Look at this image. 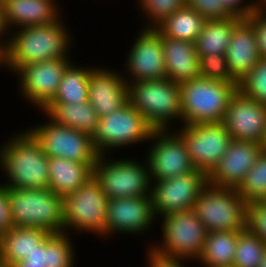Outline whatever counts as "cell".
I'll use <instances>...</instances> for the list:
<instances>
[{"mask_svg":"<svg viewBox=\"0 0 266 267\" xmlns=\"http://www.w3.org/2000/svg\"><path fill=\"white\" fill-rule=\"evenodd\" d=\"M175 131L182 137L195 168L207 176L233 140L223 122L180 125Z\"/></svg>","mask_w":266,"mask_h":267,"instance_id":"cell-15","label":"cell"},{"mask_svg":"<svg viewBox=\"0 0 266 267\" xmlns=\"http://www.w3.org/2000/svg\"><path fill=\"white\" fill-rule=\"evenodd\" d=\"M49 189L64 197L75 192L93 177V169L85 163L61 157H48Z\"/></svg>","mask_w":266,"mask_h":267,"instance_id":"cell-25","label":"cell"},{"mask_svg":"<svg viewBox=\"0 0 266 267\" xmlns=\"http://www.w3.org/2000/svg\"><path fill=\"white\" fill-rule=\"evenodd\" d=\"M235 190L246 203L266 200V154L264 152Z\"/></svg>","mask_w":266,"mask_h":267,"instance_id":"cell-34","label":"cell"},{"mask_svg":"<svg viewBox=\"0 0 266 267\" xmlns=\"http://www.w3.org/2000/svg\"><path fill=\"white\" fill-rule=\"evenodd\" d=\"M140 159L135 156L127 158L126 155L117 158L113 155L98 157L93 176L108 199L151 196L149 163L145 157Z\"/></svg>","mask_w":266,"mask_h":267,"instance_id":"cell-5","label":"cell"},{"mask_svg":"<svg viewBox=\"0 0 266 267\" xmlns=\"http://www.w3.org/2000/svg\"><path fill=\"white\" fill-rule=\"evenodd\" d=\"M241 19L231 16L226 19L206 20L194 44L199 58L202 55H225L235 24Z\"/></svg>","mask_w":266,"mask_h":267,"instance_id":"cell-29","label":"cell"},{"mask_svg":"<svg viewBox=\"0 0 266 267\" xmlns=\"http://www.w3.org/2000/svg\"><path fill=\"white\" fill-rule=\"evenodd\" d=\"M73 60L66 68L58 86V91L49 103H85L89 101V76L97 65L83 62L79 65Z\"/></svg>","mask_w":266,"mask_h":267,"instance_id":"cell-28","label":"cell"},{"mask_svg":"<svg viewBox=\"0 0 266 267\" xmlns=\"http://www.w3.org/2000/svg\"><path fill=\"white\" fill-rule=\"evenodd\" d=\"M225 58L231 75L238 82L261 58L253 26L246 18L235 24Z\"/></svg>","mask_w":266,"mask_h":267,"instance_id":"cell-22","label":"cell"},{"mask_svg":"<svg viewBox=\"0 0 266 267\" xmlns=\"http://www.w3.org/2000/svg\"><path fill=\"white\" fill-rule=\"evenodd\" d=\"M260 267H266V253H265V256L260 264Z\"/></svg>","mask_w":266,"mask_h":267,"instance_id":"cell-49","label":"cell"},{"mask_svg":"<svg viewBox=\"0 0 266 267\" xmlns=\"http://www.w3.org/2000/svg\"><path fill=\"white\" fill-rule=\"evenodd\" d=\"M25 264L47 267V236L37 245V248L26 259Z\"/></svg>","mask_w":266,"mask_h":267,"instance_id":"cell-43","label":"cell"},{"mask_svg":"<svg viewBox=\"0 0 266 267\" xmlns=\"http://www.w3.org/2000/svg\"><path fill=\"white\" fill-rule=\"evenodd\" d=\"M0 267H10V266L4 263H0Z\"/></svg>","mask_w":266,"mask_h":267,"instance_id":"cell-51","label":"cell"},{"mask_svg":"<svg viewBox=\"0 0 266 267\" xmlns=\"http://www.w3.org/2000/svg\"><path fill=\"white\" fill-rule=\"evenodd\" d=\"M232 231H210L207 234L202 253L195 263L202 267H232L238 234Z\"/></svg>","mask_w":266,"mask_h":267,"instance_id":"cell-27","label":"cell"},{"mask_svg":"<svg viewBox=\"0 0 266 267\" xmlns=\"http://www.w3.org/2000/svg\"><path fill=\"white\" fill-rule=\"evenodd\" d=\"M12 267H45V266L28 265V264H25L23 261H20L14 264Z\"/></svg>","mask_w":266,"mask_h":267,"instance_id":"cell-47","label":"cell"},{"mask_svg":"<svg viewBox=\"0 0 266 267\" xmlns=\"http://www.w3.org/2000/svg\"><path fill=\"white\" fill-rule=\"evenodd\" d=\"M232 139L263 143L266 135V105L244 96H232L222 121Z\"/></svg>","mask_w":266,"mask_h":267,"instance_id":"cell-18","label":"cell"},{"mask_svg":"<svg viewBox=\"0 0 266 267\" xmlns=\"http://www.w3.org/2000/svg\"><path fill=\"white\" fill-rule=\"evenodd\" d=\"M66 16L49 25L28 26L10 32L8 67L13 75L22 66L58 58L72 57L75 31L68 29ZM74 35V36H73ZM74 38V39H73Z\"/></svg>","mask_w":266,"mask_h":267,"instance_id":"cell-1","label":"cell"},{"mask_svg":"<svg viewBox=\"0 0 266 267\" xmlns=\"http://www.w3.org/2000/svg\"><path fill=\"white\" fill-rule=\"evenodd\" d=\"M262 148H263V152L266 154V135H265L264 141L262 143Z\"/></svg>","mask_w":266,"mask_h":267,"instance_id":"cell-48","label":"cell"},{"mask_svg":"<svg viewBox=\"0 0 266 267\" xmlns=\"http://www.w3.org/2000/svg\"><path fill=\"white\" fill-rule=\"evenodd\" d=\"M205 21L193 8L184 6L167 17L156 29L162 36L194 43Z\"/></svg>","mask_w":266,"mask_h":267,"instance_id":"cell-30","label":"cell"},{"mask_svg":"<svg viewBox=\"0 0 266 267\" xmlns=\"http://www.w3.org/2000/svg\"><path fill=\"white\" fill-rule=\"evenodd\" d=\"M12 226L64 232L63 197L49 188H8Z\"/></svg>","mask_w":266,"mask_h":267,"instance_id":"cell-7","label":"cell"},{"mask_svg":"<svg viewBox=\"0 0 266 267\" xmlns=\"http://www.w3.org/2000/svg\"><path fill=\"white\" fill-rule=\"evenodd\" d=\"M186 6L193 8L206 20L226 19L233 16L221 0H186Z\"/></svg>","mask_w":266,"mask_h":267,"instance_id":"cell-38","label":"cell"},{"mask_svg":"<svg viewBox=\"0 0 266 267\" xmlns=\"http://www.w3.org/2000/svg\"><path fill=\"white\" fill-rule=\"evenodd\" d=\"M238 84L202 77L180 83L182 125L222 122Z\"/></svg>","mask_w":266,"mask_h":267,"instance_id":"cell-4","label":"cell"},{"mask_svg":"<svg viewBox=\"0 0 266 267\" xmlns=\"http://www.w3.org/2000/svg\"><path fill=\"white\" fill-rule=\"evenodd\" d=\"M114 68L97 65L89 76V102L99 118L118 111L128 102V84L121 70Z\"/></svg>","mask_w":266,"mask_h":267,"instance_id":"cell-20","label":"cell"},{"mask_svg":"<svg viewBox=\"0 0 266 267\" xmlns=\"http://www.w3.org/2000/svg\"><path fill=\"white\" fill-rule=\"evenodd\" d=\"M200 77L223 82H238L230 73L225 55L210 54L199 58Z\"/></svg>","mask_w":266,"mask_h":267,"instance_id":"cell-36","label":"cell"},{"mask_svg":"<svg viewBox=\"0 0 266 267\" xmlns=\"http://www.w3.org/2000/svg\"><path fill=\"white\" fill-rule=\"evenodd\" d=\"M7 46L8 42L6 40H0V70L3 69L4 72L9 71Z\"/></svg>","mask_w":266,"mask_h":267,"instance_id":"cell-44","label":"cell"},{"mask_svg":"<svg viewBox=\"0 0 266 267\" xmlns=\"http://www.w3.org/2000/svg\"><path fill=\"white\" fill-rule=\"evenodd\" d=\"M266 253V243L246 229L238 234L232 267H260Z\"/></svg>","mask_w":266,"mask_h":267,"instance_id":"cell-32","label":"cell"},{"mask_svg":"<svg viewBox=\"0 0 266 267\" xmlns=\"http://www.w3.org/2000/svg\"><path fill=\"white\" fill-rule=\"evenodd\" d=\"M48 234L42 228L12 226L0 235V263L12 267L23 261Z\"/></svg>","mask_w":266,"mask_h":267,"instance_id":"cell-24","label":"cell"},{"mask_svg":"<svg viewBox=\"0 0 266 267\" xmlns=\"http://www.w3.org/2000/svg\"><path fill=\"white\" fill-rule=\"evenodd\" d=\"M74 58H58L31 63L13 75L18 80V91L27 107L41 111L55 96L67 66Z\"/></svg>","mask_w":266,"mask_h":267,"instance_id":"cell-14","label":"cell"},{"mask_svg":"<svg viewBox=\"0 0 266 267\" xmlns=\"http://www.w3.org/2000/svg\"><path fill=\"white\" fill-rule=\"evenodd\" d=\"M40 124L25 129L40 145L48 157H61L67 160L88 164L92 169L100 156L92 143L90 134L78 131L52 121L45 113Z\"/></svg>","mask_w":266,"mask_h":267,"instance_id":"cell-11","label":"cell"},{"mask_svg":"<svg viewBox=\"0 0 266 267\" xmlns=\"http://www.w3.org/2000/svg\"><path fill=\"white\" fill-rule=\"evenodd\" d=\"M143 24L142 28H156L167 17L186 6V0H134Z\"/></svg>","mask_w":266,"mask_h":267,"instance_id":"cell-33","label":"cell"},{"mask_svg":"<svg viewBox=\"0 0 266 267\" xmlns=\"http://www.w3.org/2000/svg\"><path fill=\"white\" fill-rule=\"evenodd\" d=\"M59 4V0H5L3 13L9 31L55 23L64 15Z\"/></svg>","mask_w":266,"mask_h":267,"instance_id":"cell-21","label":"cell"},{"mask_svg":"<svg viewBox=\"0 0 266 267\" xmlns=\"http://www.w3.org/2000/svg\"><path fill=\"white\" fill-rule=\"evenodd\" d=\"M138 32V34H137ZM125 54L121 72L126 82L166 78L162 35L156 28H140Z\"/></svg>","mask_w":266,"mask_h":267,"instance_id":"cell-13","label":"cell"},{"mask_svg":"<svg viewBox=\"0 0 266 267\" xmlns=\"http://www.w3.org/2000/svg\"><path fill=\"white\" fill-rule=\"evenodd\" d=\"M157 221L152 196L108 199L104 240L113 239L115 235L146 237L155 231Z\"/></svg>","mask_w":266,"mask_h":267,"instance_id":"cell-12","label":"cell"},{"mask_svg":"<svg viewBox=\"0 0 266 267\" xmlns=\"http://www.w3.org/2000/svg\"><path fill=\"white\" fill-rule=\"evenodd\" d=\"M70 237L65 232L47 235V267H77L76 243Z\"/></svg>","mask_w":266,"mask_h":267,"instance_id":"cell-31","label":"cell"},{"mask_svg":"<svg viewBox=\"0 0 266 267\" xmlns=\"http://www.w3.org/2000/svg\"><path fill=\"white\" fill-rule=\"evenodd\" d=\"M223 6L233 15L241 18L248 17L253 11L254 0H221Z\"/></svg>","mask_w":266,"mask_h":267,"instance_id":"cell-42","label":"cell"},{"mask_svg":"<svg viewBox=\"0 0 266 267\" xmlns=\"http://www.w3.org/2000/svg\"><path fill=\"white\" fill-rule=\"evenodd\" d=\"M127 84L128 101L154 131L176 130L182 125L180 83L164 78Z\"/></svg>","mask_w":266,"mask_h":267,"instance_id":"cell-3","label":"cell"},{"mask_svg":"<svg viewBox=\"0 0 266 267\" xmlns=\"http://www.w3.org/2000/svg\"><path fill=\"white\" fill-rule=\"evenodd\" d=\"M145 158L151 182L166 180L196 170L182 137L175 130L154 131Z\"/></svg>","mask_w":266,"mask_h":267,"instance_id":"cell-16","label":"cell"},{"mask_svg":"<svg viewBox=\"0 0 266 267\" xmlns=\"http://www.w3.org/2000/svg\"><path fill=\"white\" fill-rule=\"evenodd\" d=\"M238 90L244 96L266 105V58L261 57L239 81Z\"/></svg>","mask_w":266,"mask_h":267,"instance_id":"cell-35","label":"cell"},{"mask_svg":"<svg viewBox=\"0 0 266 267\" xmlns=\"http://www.w3.org/2000/svg\"><path fill=\"white\" fill-rule=\"evenodd\" d=\"M262 153L261 143L233 139L218 165L207 176L208 184L236 189Z\"/></svg>","mask_w":266,"mask_h":267,"instance_id":"cell-19","label":"cell"},{"mask_svg":"<svg viewBox=\"0 0 266 267\" xmlns=\"http://www.w3.org/2000/svg\"><path fill=\"white\" fill-rule=\"evenodd\" d=\"M41 112L59 125L92 135L99 121L97 111L89 101L85 103H48Z\"/></svg>","mask_w":266,"mask_h":267,"instance_id":"cell-26","label":"cell"},{"mask_svg":"<svg viewBox=\"0 0 266 267\" xmlns=\"http://www.w3.org/2000/svg\"><path fill=\"white\" fill-rule=\"evenodd\" d=\"M207 184V175L197 169L184 175L152 182L151 196L156 217L192 209L194 201Z\"/></svg>","mask_w":266,"mask_h":267,"instance_id":"cell-17","label":"cell"},{"mask_svg":"<svg viewBox=\"0 0 266 267\" xmlns=\"http://www.w3.org/2000/svg\"><path fill=\"white\" fill-rule=\"evenodd\" d=\"M247 229L266 243V200L247 203Z\"/></svg>","mask_w":266,"mask_h":267,"instance_id":"cell-37","label":"cell"},{"mask_svg":"<svg viewBox=\"0 0 266 267\" xmlns=\"http://www.w3.org/2000/svg\"><path fill=\"white\" fill-rule=\"evenodd\" d=\"M166 78L182 83L200 77L199 56L195 44L162 36Z\"/></svg>","mask_w":266,"mask_h":267,"instance_id":"cell-23","label":"cell"},{"mask_svg":"<svg viewBox=\"0 0 266 267\" xmlns=\"http://www.w3.org/2000/svg\"><path fill=\"white\" fill-rule=\"evenodd\" d=\"M0 40H6L9 43L10 31L6 24L3 8H0Z\"/></svg>","mask_w":266,"mask_h":267,"instance_id":"cell-45","label":"cell"},{"mask_svg":"<svg viewBox=\"0 0 266 267\" xmlns=\"http://www.w3.org/2000/svg\"><path fill=\"white\" fill-rule=\"evenodd\" d=\"M13 133L0 143V182L6 188H49L48 156L26 129Z\"/></svg>","mask_w":266,"mask_h":267,"instance_id":"cell-2","label":"cell"},{"mask_svg":"<svg viewBox=\"0 0 266 267\" xmlns=\"http://www.w3.org/2000/svg\"><path fill=\"white\" fill-rule=\"evenodd\" d=\"M107 202L108 197L94 176L75 192L65 195L64 232L76 236L93 234L92 236L104 241Z\"/></svg>","mask_w":266,"mask_h":267,"instance_id":"cell-9","label":"cell"},{"mask_svg":"<svg viewBox=\"0 0 266 267\" xmlns=\"http://www.w3.org/2000/svg\"><path fill=\"white\" fill-rule=\"evenodd\" d=\"M12 227L8 188L0 183V235Z\"/></svg>","mask_w":266,"mask_h":267,"instance_id":"cell-41","label":"cell"},{"mask_svg":"<svg viewBox=\"0 0 266 267\" xmlns=\"http://www.w3.org/2000/svg\"><path fill=\"white\" fill-rule=\"evenodd\" d=\"M254 8L255 10L266 12V0H254Z\"/></svg>","mask_w":266,"mask_h":267,"instance_id":"cell-46","label":"cell"},{"mask_svg":"<svg viewBox=\"0 0 266 267\" xmlns=\"http://www.w3.org/2000/svg\"><path fill=\"white\" fill-rule=\"evenodd\" d=\"M159 221V241L147 239L148 247L161 256L196 262L202 253L208 231L193 210L169 213L158 218Z\"/></svg>","mask_w":266,"mask_h":267,"instance_id":"cell-6","label":"cell"},{"mask_svg":"<svg viewBox=\"0 0 266 267\" xmlns=\"http://www.w3.org/2000/svg\"><path fill=\"white\" fill-rule=\"evenodd\" d=\"M246 19L253 26L260 56L266 58V12L255 10Z\"/></svg>","mask_w":266,"mask_h":267,"instance_id":"cell-39","label":"cell"},{"mask_svg":"<svg viewBox=\"0 0 266 267\" xmlns=\"http://www.w3.org/2000/svg\"><path fill=\"white\" fill-rule=\"evenodd\" d=\"M153 132L145 117L128 101L118 111L99 118L91 137L99 155H114L128 147L135 148L136 144L139 148L147 143V149Z\"/></svg>","mask_w":266,"mask_h":267,"instance_id":"cell-8","label":"cell"},{"mask_svg":"<svg viewBox=\"0 0 266 267\" xmlns=\"http://www.w3.org/2000/svg\"><path fill=\"white\" fill-rule=\"evenodd\" d=\"M5 0H0V8L4 7Z\"/></svg>","mask_w":266,"mask_h":267,"instance_id":"cell-50","label":"cell"},{"mask_svg":"<svg viewBox=\"0 0 266 267\" xmlns=\"http://www.w3.org/2000/svg\"><path fill=\"white\" fill-rule=\"evenodd\" d=\"M146 249L145 256L146 259V267H188V264H192L193 261L185 260V259H178V258H169L166 256H161L151 250L146 244L144 245ZM187 263V264H186Z\"/></svg>","mask_w":266,"mask_h":267,"instance_id":"cell-40","label":"cell"},{"mask_svg":"<svg viewBox=\"0 0 266 267\" xmlns=\"http://www.w3.org/2000/svg\"><path fill=\"white\" fill-rule=\"evenodd\" d=\"M192 210L208 232L247 229V203L234 188L207 184L194 201Z\"/></svg>","mask_w":266,"mask_h":267,"instance_id":"cell-10","label":"cell"}]
</instances>
